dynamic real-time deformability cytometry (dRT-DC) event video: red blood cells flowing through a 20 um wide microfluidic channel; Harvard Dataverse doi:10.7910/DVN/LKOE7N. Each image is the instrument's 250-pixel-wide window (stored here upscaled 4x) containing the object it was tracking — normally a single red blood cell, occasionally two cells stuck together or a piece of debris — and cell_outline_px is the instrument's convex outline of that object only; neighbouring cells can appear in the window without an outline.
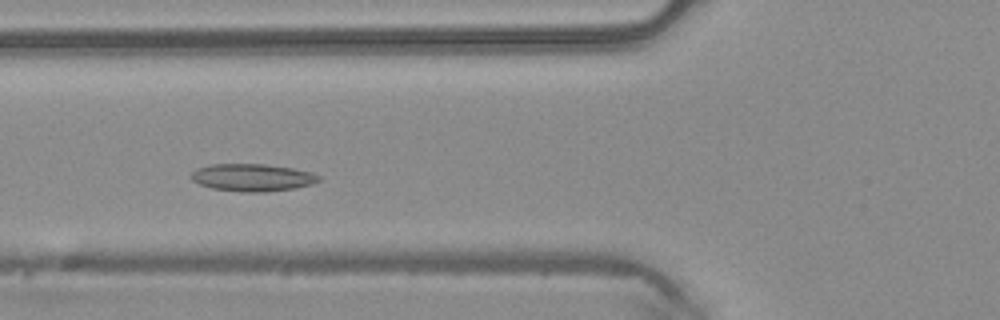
{"species": "common noctule bat (a hibernating species)", "species_latin": "Nyctalus noctula", "temperature_condition": "warm", "stored_images_in_passage": 47, "camera_frame_rate_fps": 3000, "um_per_image_px": 0.085, "animal": {"sex": "male", "body_mass_g": 20.4}, "frame": {"image": 1, "passage_image": 15, "time_ms": 4.667, "image_size_px": [1000, 320], "cell_outline_px": [[320, 180], [312, 184], [296, 188], [264, 192], [244, 192], [212, 188], [200, 184], [192, 180], [192, 172], [196, 168], [208, 164], [264, 164], [292, 168], [312, 172], [320, 176]], "centroid_in_image_um": [21.46, 15.08], "position_along_channel_um": 104.3, "area_um2": 20.4}}
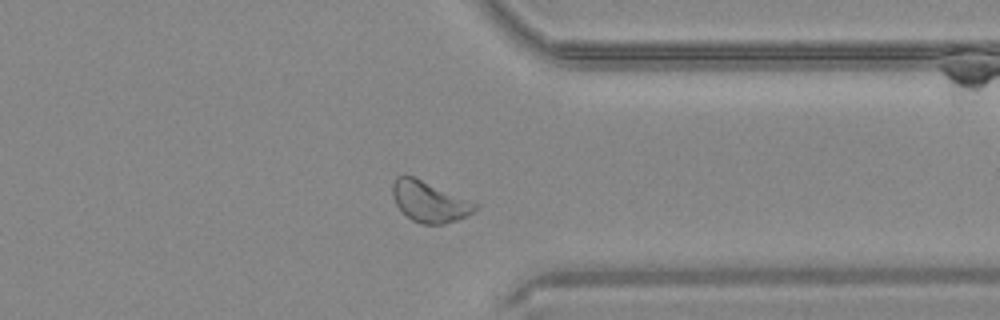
{"frame": {"image": 2, "passage_image": 35, "time_ms": 11.333, "image_size_px": [1000, 320], "cell_outline_px": [[480, 204], [472, 212], [456, 220], [444, 224], [424, 224], [412, 220], [396, 204], [392, 192], [392, 184], [396, 176], [412, 176], [472, 200]], "centroid_in_image_um": [36.52, 17.13], "position_along_channel_um": 374.9, "area_um2": 19.36}}
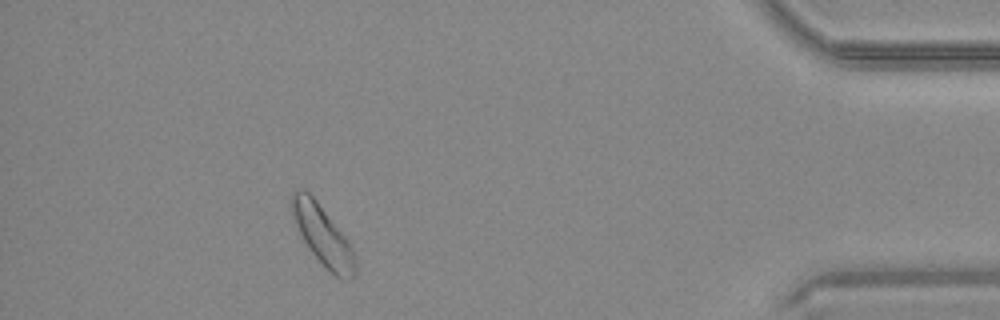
{"frame": {"image": 3, "passage_image": 41, "time_ms": 13.333, "image_size_px": [1000, 320], "cell_outline_px": [[356, 276], [348, 280], [340, 280], [308, 248], [292, 220], [292, 192], [296, 188], [304, 188], [316, 200], [348, 240], [356, 256]], "centroid_in_image_um": [27.44, 20.01], "position_along_channel_um": 407.8, "area_um2": 21.96}}